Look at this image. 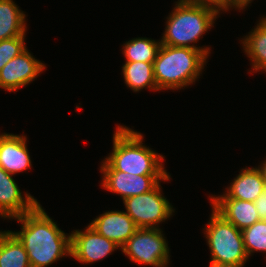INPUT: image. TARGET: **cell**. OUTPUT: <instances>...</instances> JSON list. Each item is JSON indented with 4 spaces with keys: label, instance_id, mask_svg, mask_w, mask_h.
Returning <instances> with one entry per match:
<instances>
[{
    "label": "cell",
    "instance_id": "1",
    "mask_svg": "<svg viewBox=\"0 0 266 267\" xmlns=\"http://www.w3.org/2000/svg\"><path fill=\"white\" fill-rule=\"evenodd\" d=\"M15 219L21 224V231L11 232L23 244L31 267H47L71 256V235L67 236L40 204Z\"/></svg>",
    "mask_w": 266,
    "mask_h": 267
},
{
    "label": "cell",
    "instance_id": "2",
    "mask_svg": "<svg viewBox=\"0 0 266 267\" xmlns=\"http://www.w3.org/2000/svg\"><path fill=\"white\" fill-rule=\"evenodd\" d=\"M143 135L126 126H117L113 150L100 166L101 171H122L134 175H168L164 156L142 143Z\"/></svg>",
    "mask_w": 266,
    "mask_h": 267
},
{
    "label": "cell",
    "instance_id": "3",
    "mask_svg": "<svg viewBox=\"0 0 266 267\" xmlns=\"http://www.w3.org/2000/svg\"><path fill=\"white\" fill-rule=\"evenodd\" d=\"M207 58L202 51L190 47L161 45L153 62L158 90H178L195 83Z\"/></svg>",
    "mask_w": 266,
    "mask_h": 267
},
{
    "label": "cell",
    "instance_id": "4",
    "mask_svg": "<svg viewBox=\"0 0 266 267\" xmlns=\"http://www.w3.org/2000/svg\"><path fill=\"white\" fill-rule=\"evenodd\" d=\"M220 15L219 12L209 6L190 5L177 1L172 13L166 21L165 32L161 44L172 47H190L202 51L207 57L210 48L195 46L201 36L207 32Z\"/></svg>",
    "mask_w": 266,
    "mask_h": 267
},
{
    "label": "cell",
    "instance_id": "5",
    "mask_svg": "<svg viewBox=\"0 0 266 267\" xmlns=\"http://www.w3.org/2000/svg\"><path fill=\"white\" fill-rule=\"evenodd\" d=\"M204 234L211 252V265L243 267L249 259L242 232L212 207Z\"/></svg>",
    "mask_w": 266,
    "mask_h": 267
},
{
    "label": "cell",
    "instance_id": "6",
    "mask_svg": "<svg viewBox=\"0 0 266 267\" xmlns=\"http://www.w3.org/2000/svg\"><path fill=\"white\" fill-rule=\"evenodd\" d=\"M160 228H138L121 247L122 252L137 264L167 267L170 250Z\"/></svg>",
    "mask_w": 266,
    "mask_h": 267
},
{
    "label": "cell",
    "instance_id": "7",
    "mask_svg": "<svg viewBox=\"0 0 266 267\" xmlns=\"http://www.w3.org/2000/svg\"><path fill=\"white\" fill-rule=\"evenodd\" d=\"M160 184L159 182L149 192L123 200L125 212L138 228H159V223L165 222L173 215L175 209L162 195Z\"/></svg>",
    "mask_w": 266,
    "mask_h": 267
},
{
    "label": "cell",
    "instance_id": "8",
    "mask_svg": "<svg viewBox=\"0 0 266 267\" xmlns=\"http://www.w3.org/2000/svg\"><path fill=\"white\" fill-rule=\"evenodd\" d=\"M71 235V257L80 263H93L120 249L115 242L97 233L90 225L81 230H74Z\"/></svg>",
    "mask_w": 266,
    "mask_h": 267
},
{
    "label": "cell",
    "instance_id": "9",
    "mask_svg": "<svg viewBox=\"0 0 266 267\" xmlns=\"http://www.w3.org/2000/svg\"><path fill=\"white\" fill-rule=\"evenodd\" d=\"M102 187L121 196L122 200L152 190L161 180L168 181V175H134L122 171H101Z\"/></svg>",
    "mask_w": 266,
    "mask_h": 267
},
{
    "label": "cell",
    "instance_id": "10",
    "mask_svg": "<svg viewBox=\"0 0 266 267\" xmlns=\"http://www.w3.org/2000/svg\"><path fill=\"white\" fill-rule=\"evenodd\" d=\"M45 68L46 65L35 59L26 48L0 70V88L17 91L34 81Z\"/></svg>",
    "mask_w": 266,
    "mask_h": 267
},
{
    "label": "cell",
    "instance_id": "11",
    "mask_svg": "<svg viewBox=\"0 0 266 267\" xmlns=\"http://www.w3.org/2000/svg\"><path fill=\"white\" fill-rule=\"evenodd\" d=\"M10 173L0 167V216L14 219L31 212L39 202L30 193L22 192Z\"/></svg>",
    "mask_w": 266,
    "mask_h": 267
},
{
    "label": "cell",
    "instance_id": "12",
    "mask_svg": "<svg viewBox=\"0 0 266 267\" xmlns=\"http://www.w3.org/2000/svg\"><path fill=\"white\" fill-rule=\"evenodd\" d=\"M97 233L122 247L138 227L124 211H107L89 224Z\"/></svg>",
    "mask_w": 266,
    "mask_h": 267
},
{
    "label": "cell",
    "instance_id": "13",
    "mask_svg": "<svg viewBox=\"0 0 266 267\" xmlns=\"http://www.w3.org/2000/svg\"><path fill=\"white\" fill-rule=\"evenodd\" d=\"M26 136L9 133L0 134V167L14 175L31 167Z\"/></svg>",
    "mask_w": 266,
    "mask_h": 267
},
{
    "label": "cell",
    "instance_id": "14",
    "mask_svg": "<svg viewBox=\"0 0 266 267\" xmlns=\"http://www.w3.org/2000/svg\"><path fill=\"white\" fill-rule=\"evenodd\" d=\"M210 201L211 206L237 229L243 230L260 221L254 202L234 198H210Z\"/></svg>",
    "mask_w": 266,
    "mask_h": 267
},
{
    "label": "cell",
    "instance_id": "15",
    "mask_svg": "<svg viewBox=\"0 0 266 267\" xmlns=\"http://www.w3.org/2000/svg\"><path fill=\"white\" fill-rule=\"evenodd\" d=\"M232 181L225 194L214 195L210 198H234L254 202L266 188L265 181L257 167L242 169Z\"/></svg>",
    "mask_w": 266,
    "mask_h": 267
},
{
    "label": "cell",
    "instance_id": "16",
    "mask_svg": "<svg viewBox=\"0 0 266 267\" xmlns=\"http://www.w3.org/2000/svg\"><path fill=\"white\" fill-rule=\"evenodd\" d=\"M25 17L13 0H0V40L26 36Z\"/></svg>",
    "mask_w": 266,
    "mask_h": 267
},
{
    "label": "cell",
    "instance_id": "17",
    "mask_svg": "<svg viewBox=\"0 0 266 267\" xmlns=\"http://www.w3.org/2000/svg\"><path fill=\"white\" fill-rule=\"evenodd\" d=\"M255 27L241 42L244 52L252 61V71L266 72V17L262 18Z\"/></svg>",
    "mask_w": 266,
    "mask_h": 267
},
{
    "label": "cell",
    "instance_id": "18",
    "mask_svg": "<svg viewBox=\"0 0 266 267\" xmlns=\"http://www.w3.org/2000/svg\"><path fill=\"white\" fill-rule=\"evenodd\" d=\"M124 83L134 92L143 88L159 91L154 78L153 63L125 62L122 66Z\"/></svg>",
    "mask_w": 266,
    "mask_h": 267
},
{
    "label": "cell",
    "instance_id": "19",
    "mask_svg": "<svg viewBox=\"0 0 266 267\" xmlns=\"http://www.w3.org/2000/svg\"><path fill=\"white\" fill-rule=\"evenodd\" d=\"M0 267H31L23 244L9 230L0 232Z\"/></svg>",
    "mask_w": 266,
    "mask_h": 267
},
{
    "label": "cell",
    "instance_id": "20",
    "mask_svg": "<svg viewBox=\"0 0 266 267\" xmlns=\"http://www.w3.org/2000/svg\"><path fill=\"white\" fill-rule=\"evenodd\" d=\"M161 45V41L138 37L126 42L122 53L126 62L153 63Z\"/></svg>",
    "mask_w": 266,
    "mask_h": 267
},
{
    "label": "cell",
    "instance_id": "21",
    "mask_svg": "<svg viewBox=\"0 0 266 267\" xmlns=\"http://www.w3.org/2000/svg\"><path fill=\"white\" fill-rule=\"evenodd\" d=\"M241 232L248 258L255 251L266 253V220L255 222Z\"/></svg>",
    "mask_w": 266,
    "mask_h": 267
},
{
    "label": "cell",
    "instance_id": "22",
    "mask_svg": "<svg viewBox=\"0 0 266 267\" xmlns=\"http://www.w3.org/2000/svg\"><path fill=\"white\" fill-rule=\"evenodd\" d=\"M26 49L25 36L0 40V70Z\"/></svg>",
    "mask_w": 266,
    "mask_h": 267
},
{
    "label": "cell",
    "instance_id": "23",
    "mask_svg": "<svg viewBox=\"0 0 266 267\" xmlns=\"http://www.w3.org/2000/svg\"><path fill=\"white\" fill-rule=\"evenodd\" d=\"M190 5H204L216 9L219 13L222 10V0H178Z\"/></svg>",
    "mask_w": 266,
    "mask_h": 267
},
{
    "label": "cell",
    "instance_id": "24",
    "mask_svg": "<svg viewBox=\"0 0 266 267\" xmlns=\"http://www.w3.org/2000/svg\"><path fill=\"white\" fill-rule=\"evenodd\" d=\"M256 211L259 214L260 220H266V188L254 201Z\"/></svg>",
    "mask_w": 266,
    "mask_h": 267
},
{
    "label": "cell",
    "instance_id": "25",
    "mask_svg": "<svg viewBox=\"0 0 266 267\" xmlns=\"http://www.w3.org/2000/svg\"><path fill=\"white\" fill-rule=\"evenodd\" d=\"M253 0H222V11L237 8L238 10L245 9Z\"/></svg>",
    "mask_w": 266,
    "mask_h": 267
},
{
    "label": "cell",
    "instance_id": "26",
    "mask_svg": "<svg viewBox=\"0 0 266 267\" xmlns=\"http://www.w3.org/2000/svg\"><path fill=\"white\" fill-rule=\"evenodd\" d=\"M260 165L257 167V169L260 171L261 176L263 180L265 181V185H266V160L263 161V163H261Z\"/></svg>",
    "mask_w": 266,
    "mask_h": 267
},
{
    "label": "cell",
    "instance_id": "27",
    "mask_svg": "<svg viewBox=\"0 0 266 267\" xmlns=\"http://www.w3.org/2000/svg\"><path fill=\"white\" fill-rule=\"evenodd\" d=\"M209 267H224V266H215V265H211Z\"/></svg>",
    "mask_w": 266,
    "mask_h": 267
}]
</instances>
